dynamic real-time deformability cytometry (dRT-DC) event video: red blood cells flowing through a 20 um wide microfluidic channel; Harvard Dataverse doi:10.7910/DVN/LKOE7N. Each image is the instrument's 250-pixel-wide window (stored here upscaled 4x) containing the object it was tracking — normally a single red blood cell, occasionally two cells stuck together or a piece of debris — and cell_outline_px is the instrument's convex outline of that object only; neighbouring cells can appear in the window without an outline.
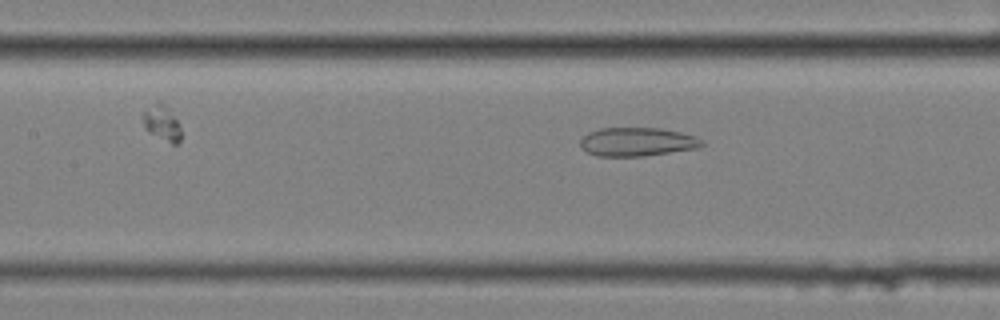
{"species": "common noctule bat (a hibernating species)", "species_latin": "Nyctalus noctula", "temperature_condition": "cold", "stored_images_in_passage": 42, "camera_frame_rate_fps": 3000, "um_per_image_px": 0.085, "animal": {"sex": "female", "body_mass_g": 25.1}, "frame": {"image": 1, "passage_image": 10, "time_ms": 3.0, "image_size_px": [1000, 320], "cell_outline_px": [[704, 144], [700, 148], [644, 156], [596, 156], [580, 148], [580, 140], [588, 132], [600, 128], [660, 128], [680, 132], [696, 136], [704, 140]], "centroid_in_image_um": [54.18, 12.06], "position_along_channel_um": 153.2, "area_um2": 20.52}}
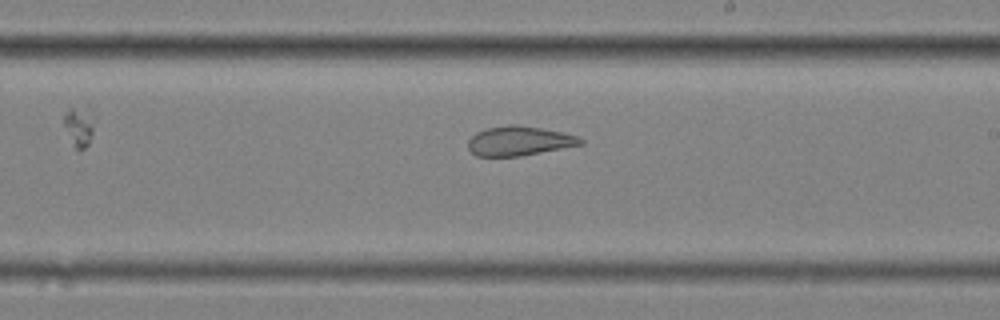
{"frame": {"image": 2, "passage_image": 18, "time_ms": 5.667, "image_size_px": [1000, 320], "cell_outline_px": [[584, 144], [520, 156], [476, 156], [468, 148], [468, 140], [476, 132], [488, 128], [508, 124], [516, 124], [564, 132], [576, 136], [584, 140]], "centroid_in_image_um": [44.13, 11.97], "position_along_channel_um": 244.9, "area_um2": 19.25}}
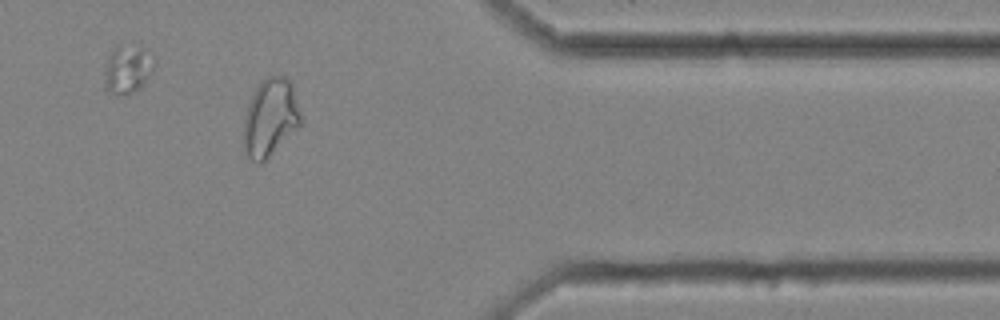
{"frame": {"image": 3, "passage_image": 32, "time_ms": 10.333, "image_size_px": [1000, 320], "cell_outline_px": [[300, 124], [260, 164], [256, 164], [244, 152], [244, 116], [248, 104], [256, 88], [268, 76], [284, 76], [292, 84], [300, 112]], "centroid_in_image_um": [22.94, 9.99], "position_along_channel_um": 388.5, "area_um2": 25.14}, "authors_computed_cell_mechanics": {"area_um2": 21.5883, "velocity_mm_per_s": 3.4435, "shape_relaxation_time_tau1_ms": null, "shape_relaxation_time_tau2_ms": 2.3593, "deformation_change_tau1": null, "deformation_change_tau2": 0.0958}}